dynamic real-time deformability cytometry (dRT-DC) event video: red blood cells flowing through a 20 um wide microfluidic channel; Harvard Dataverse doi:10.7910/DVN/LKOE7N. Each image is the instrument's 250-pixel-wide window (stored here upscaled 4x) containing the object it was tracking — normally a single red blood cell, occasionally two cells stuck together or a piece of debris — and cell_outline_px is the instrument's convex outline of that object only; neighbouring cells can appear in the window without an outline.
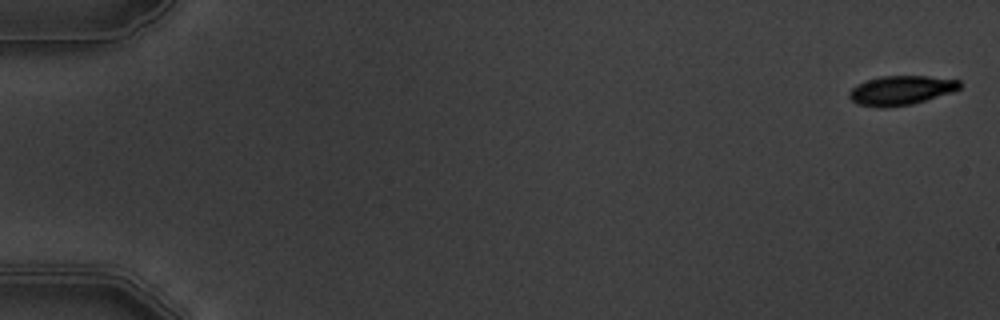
{"species": "common noctule bat (a hibernating species)", "species_latin": "Nyctalus noctula", "temperature_condition": "warm", "stored_images_in_passage": 5, "camera_frame_rate_fps": 3000, "um_per_image_px": 0.085, "animal": {"sex": "male", "body_mass_g": 19.5, "forearm_length_mm": 54.6}, "frame": {"image": 1, "passage_image": 1, "time_ms": 0.0, "image_size_px": [1000, 320], "cell_outline_px": [[960, 88], [912, 104], [884, 108], [880, 108], [856, 104], [848, 96], [848, 92], [856, 84], [880, 76], [928, 76], [960, 80]], "centroid_in_image_um": [76.51, 7.68], "position_along_channel_um": 8.5, "area_um2": 18.67}}
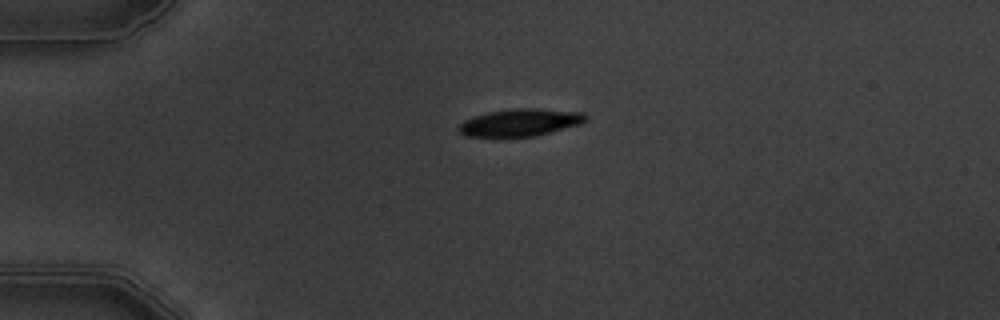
{"frame": {"image": 2, "passage_image": 4, "time_ms": 4.333, "image_size_px": [1000, 320], "cell_outline_px": [[588, 120], [580, 124], [536, 136], [468, 136], [460, 132], [456, 128], [464, 120], [472, 116], [488, 112], [512, 108], [536, 108], [584, 112], [588, 116]], "centroid_in_image_um": [44.24, 10.39], "position_along_channel_um": 40.8, "area_um2": 20.29}}